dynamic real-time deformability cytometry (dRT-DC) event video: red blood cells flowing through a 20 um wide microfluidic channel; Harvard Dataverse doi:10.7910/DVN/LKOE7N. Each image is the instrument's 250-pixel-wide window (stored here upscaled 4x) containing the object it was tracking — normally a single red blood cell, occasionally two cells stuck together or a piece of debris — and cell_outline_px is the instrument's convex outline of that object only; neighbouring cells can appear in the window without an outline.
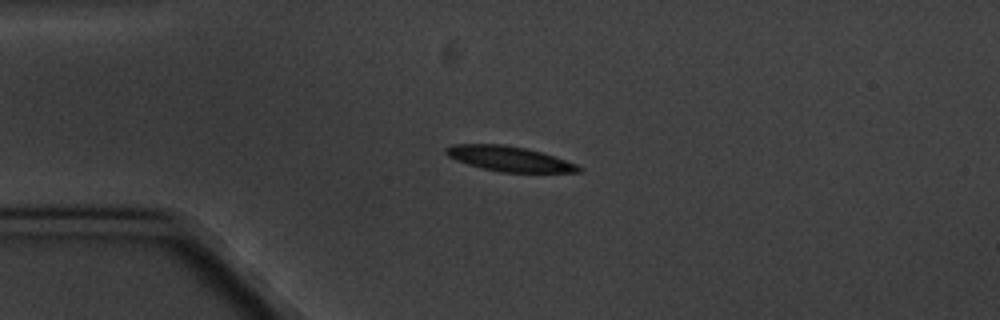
{"species": "common noctule bat (a hibernating species)", "species_latin": "Nyctalus noctula", "temperature_condition": "cold", "stored_images_in_passage": 3, "camera_frame_rate_fps": 3000, "um_per_image_px": 0.085, "animal": {"sex": "male", "body_mass_g": 20.1, "forearm_length_mm": 53.5}, "frame": {"image": 1, "passage_image": 1, "time_ms": 0.0, "image_size_px": [1000, 320], "cell_outline_px": [[584, 172], [500, 172], [468, 164], [456, 160], [448, 156], [444, 152], [444, 148], [452, 144], [504, 144], [524, 148], [540, 152], [576, 164], [584, 168]], "centroid_in_image_um": [43.26, 13.49], "position_along_channel_um": 41.7, "area_um2": 19.19}}